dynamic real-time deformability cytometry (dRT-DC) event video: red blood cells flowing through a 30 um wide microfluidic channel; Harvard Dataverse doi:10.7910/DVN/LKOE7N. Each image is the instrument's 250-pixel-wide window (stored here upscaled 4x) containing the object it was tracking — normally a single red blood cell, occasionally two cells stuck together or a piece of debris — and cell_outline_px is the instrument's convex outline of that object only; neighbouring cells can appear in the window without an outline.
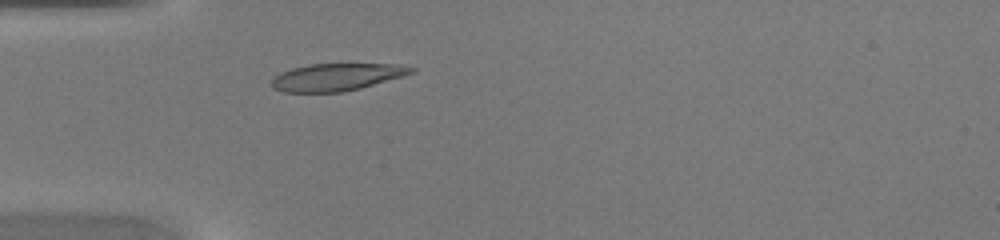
{"species": "common noctule bat (a hibernating species)", "species_latin": "Nyctalus noctula", "temperature_condition": "warm", "stored_images_in_passage": 39, "camera_frame_rate_fps": 3000, "um_per_image_px": 0.085, "animal": {"sex": "female", "body_mass_g": 20.0, "forearm_length_mm": 54.0}, "frame": {"image": 1, "passage_image": 8, "time_ms": 2.333, "image_size_px": [1000, 240], "cell_outline_px": [[416, 72], [404, 76], [360, 88], [344, 92], [284, 92], [272, 88], [272, 80], [280, 72], [292, 68], [312, 64], [404, 64], [416, 68]], "centroid_in_image_um": [28.67, 6.54], "position_along_channel_um": 56.3, "area_um2": 22.31}}
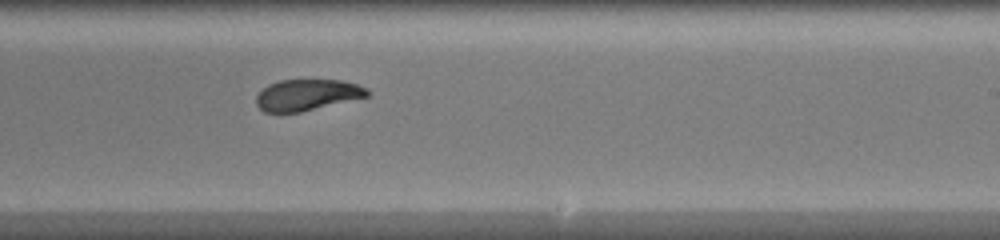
{"frame": {"image": 2, "passage_image": 22, "time_ms": 7.0, "image_size_px": [1000, 240], "cell_outline_px": [[372, 92], [368, 96], [300, 112], [264, 112], [256, 104], [256, 96], [268, 84], [280, 80], [340, 80], [356, 84], [368, 88]], "centroid_in_image_um": [26.11, 8.06], "position_along_channel_um": 262.9, "area_um2": 20.06}}
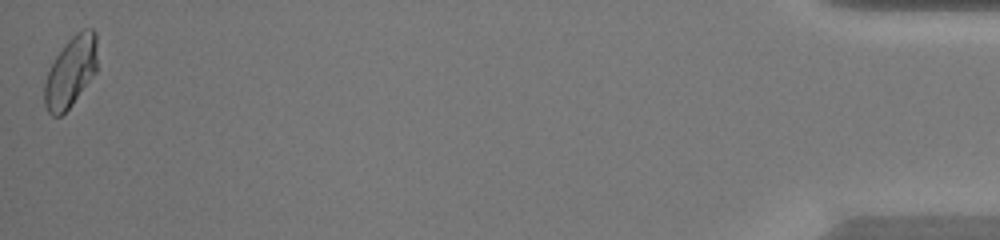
{"frame": {"image": 3, "passage_image": 39, "time_ms": 12.667, "image_size_px": [1000, 240], "cell_outline_px": [[96, 72], [72, 104], [60, 116], [52, 116], [48, 112], [44, 104], [44, 84], [48, 72], [56, 56], [64, 44], [76, 32], [84, 28], [92, 28], [96, 32]], "centroid_in_image_um": [6.0, 6.09], "position_along_channel_um": 429.2, "area_um2": 21.56}}